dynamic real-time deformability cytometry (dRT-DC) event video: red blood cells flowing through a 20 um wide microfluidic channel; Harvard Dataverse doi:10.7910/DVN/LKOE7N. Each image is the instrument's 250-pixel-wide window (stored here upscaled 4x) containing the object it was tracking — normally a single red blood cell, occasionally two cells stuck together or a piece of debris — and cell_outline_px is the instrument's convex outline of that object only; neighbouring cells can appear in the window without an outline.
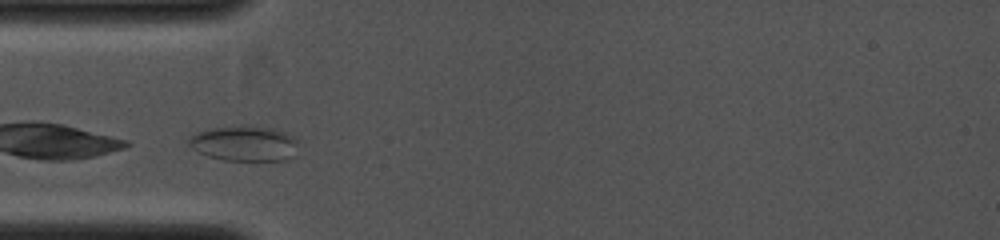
{"species": "common noctule bat (a hibernating species)", "species_latin": "Nyctalus noctula", "temperature_condition": "cold", "stored_images_in_passage": 27, "camera_frame_rate_fps": 4000, "um_per_image_px": 0.085, "animal": {"sex": "female", "body_mass_g": 19.0, "forearm_length_mm": 53.3}, "frame": {"image": 1, "passage_image": 2, "time_ms": 0.25, "image_size_px": [1000, 240], "cell_outline_px": [[296, 140], [284, 160], [224, 160], [208, 156], [192, 148], [188, 144], [188, 140], [196, 132], [208, 128], [240, 124], [276, 128], [296, 136]], "centroid_in_image_um": [20.67, 12.14], "position_along_channel_um": 64.3, "area_um2": 22.31}}
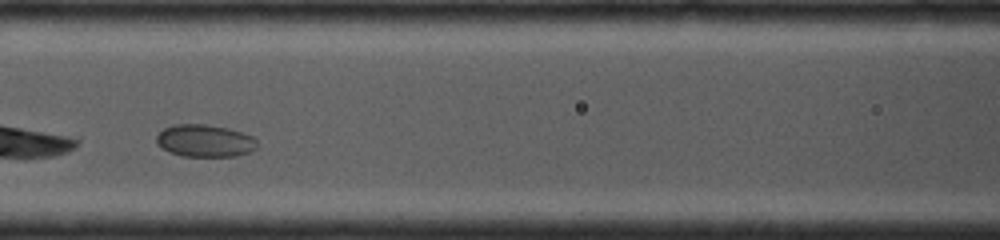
{"frame": {"image": 2, "passage_image": 8, "time_ms": 1.75, "image_size_px": [1000, 240], "cell_outline_px": [[256, 148], [248, 152], [236, 156], [180, 156], [156, 144], [156, 136], [164, 128], [176, 124], [204, 124], [228, 128], [244, 132], [252, 136], [256, 140]], "centroid_in_image_um": [17.42, 11.96], "position_along_channel_um": 149.2, "area_um2": 18.9}}
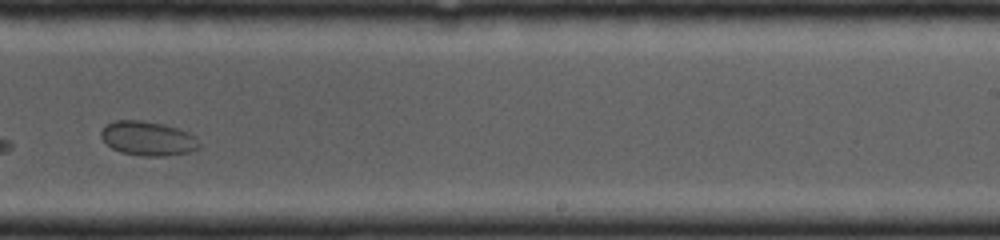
{"frame": {"image": 3, "passage_image": 17, "time_ms": 4.0, "image_size_px": [1000, 240], "cell_outline_px": [[200, 148], [188, 152], [164, 156], [144, 156], [120, 152], [112, 148], [100, 136], [100, 132], [108, 124], [116, 120], [144, 120], [164, 124], [188, 132], [196, 136], [200, 144]], "centroid_in_image_um": [12.59, 11.77], "position_along_channel_um": 276.4, "area_um2": 19.59}}